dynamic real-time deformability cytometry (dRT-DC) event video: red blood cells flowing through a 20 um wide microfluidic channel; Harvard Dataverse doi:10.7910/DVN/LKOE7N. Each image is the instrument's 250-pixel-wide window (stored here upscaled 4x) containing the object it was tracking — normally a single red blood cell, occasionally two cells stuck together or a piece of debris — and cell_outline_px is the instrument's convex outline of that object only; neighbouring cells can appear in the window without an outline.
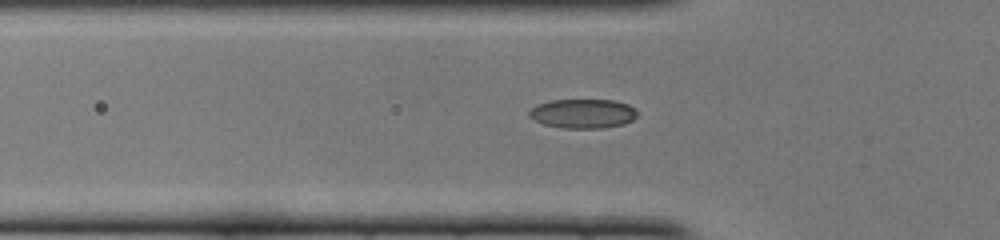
{"species": "common noctule bat (a hibernating species)", "species_latin": "Nyctalus noctula", "temperature_condition": "cold", "stored_images_in_passage": 44, "camera_frame_rate_fps": 3000, "um_per_image_px": 0.085, "animal": {"sex": "female", "body_mass_g": 22.0, "forearm_length_mm": 56.7}, "frame": {"image": 1, "passage_image": 16, "time_ms": 5.0, "image_size_px": [1000, 240], "cell_outline_px": [[636, 116], [632, 120], [624, 124], [604, 128], [560, 128], [544, 124], [528, 116], [528, 112], [536, 104], [552, 100], [612, 100], [628, 104], [636, 108]], "centroid_in_image_um": [49.54, 9.65], "position_along_channel_um": 76.3, "area_um2": 18.5}}
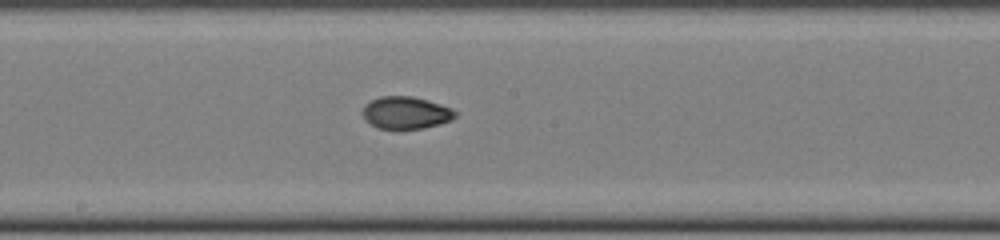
{"frame": {"image": 2, "passage_image": 26, "time_ms": 8.333, "image_size_px": [1000, 240], "cell_outline_px": [[456, 116], [452, 120], [424, 128], [396, 132], [376, 128], [364, 120], [360, 112], [364, 104], [380, 96], [412, 96], [428, 100], [452, 108], [456, 112]], "centroid_in_image_um": [34.43, 9.63], "position_along_channel_um": 213.8, "area_um2": 18.26}}
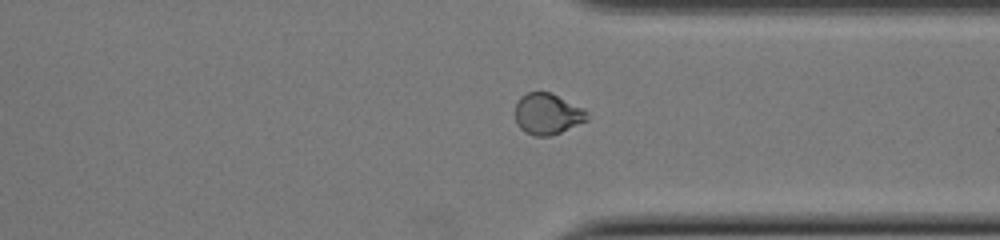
{"frame": {"image": 3, "passage_image": 37, "time_ms": 12.0, "image_size_px": [1000, 240], "cell_outline_px": [[588, 120], [552, 136], [532, 136], [524, 132], [516, 124], [516, 100], [520, 96], [528, 92], [552, 92], [584, 108], [588, 112]], "centroid_in_image_um": [46.53, 9.68], "position_along_channel_um": 364.9, "area_um2": 17.57}, "authors_computed_cell_mechanics": {"area_um2": 17.3689, "velocity_mm_per_s": 4.1182, "shape_relaxation_time_tau1_ms": 8.0939, "shape_relaxation_time_tau2_ms": 1.6417, "deformation_change_tau1": 0.2132, "deformation_change_tau2": 0.0454}}